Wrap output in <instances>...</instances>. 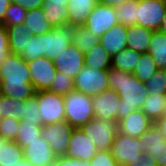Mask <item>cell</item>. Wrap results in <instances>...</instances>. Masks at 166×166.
I'll return each instance as SVG.
<instances>
[{"instance_id": "obj_1", "label": "cell", "mask_w": 166, "mask_h": 166, "mask_svg": "<svg viewBox=\"0 0 166 166\" xmlns=\"http://www.w3.org/2000/svg\"><path fill=\"white\" fill-rule=\"evenodd\" d=\"M0 95L25 101L35 95L27 61L20 55L9 53L1 64Z\"/></svg>"}, {"instance_id": "obj_2", "label": "cell", "mask_w": 166, "mask_h": 166, "mask_svg": "<svg viewBox=\"0 0 166 166\" xmlns=\"http://www.w3.org/2000/svg\"><path fill=\"white\" fill-rule=\"evenodd\" d=\"M109 88L120 97L118 121L135 110H141L149 92L145 84L130 72L111 67L108 70Z\"/></svg>"}, {"instance_id": "obj_3", "label": "cell", "mask_w": 166, "mask_h": 166, "mask_svg": "<svg viewBox=\"0 0 166 166\" xmlns=\"http://www.w3.org/2000/svg\"><path fill=\"white\" fill-rule=\"evenodd\" d=\"M65 121L73 128H81L94 118L92 97L78 91L64 95Z\"/></svg>"}, {"instance_id": "obj_4", "label": "cell", "mask_w": 166, "mask_h": 166, "mask_svg": "<svg viewBox=\"0 0 166 166\" xmlns=\"http://www.w3.org/2000/svg\"><path fill=\"white\" fill-rule=\"evenodd\" d=\"M81 129L89 136L98 151L111 150L115 136L119 132L118 122L100 118H93Z\"/></svg>"}, {"instance_id": "obj_5", "label": "cell", "mask_w": 166, "mask_h": 166, "mask_svg": "<svg viewBox=\"0 0 166 166\" xmlns=\"http://www.w3.org/2000/svg\"><path fill=\"white\" fill-rule=\"evenodd\" d=\"M110 89L108 70H93L85 66L74 79V90L93 97Z\"/></svg>"}, {"instance_id": "obj_6", "label": "cell", "mask_w": 166, "mask_h": 166, "mask_svg": "<svg viewBox=\"0 0 166 166\" xmlns=\"http://www.w3.org/2000/svg\"><path fill=\"white\" fill-rule=\"evenodd\" d=\"M42 125L65 121L64 95L49 90L35 92Z\"/></svg>"}, {"instance_id": "obj_7", "label": "cell", "mask_w": 166, "mask_h": 166, "mask_svg": "<svg viewBox=\"0 0 166 166\" xmlns=\"http://www.w3.org/2000/svg\"><path fill=\"white\" fill-rule=\"evenodd\" d=\"M73 38V26L64 25L53 28L41 35L43 46V57L54 60L65 51L71 44Z\"/></svg>"}, {"instance_id": "obj_8", "label": "cell", "mask_w": 166, "mask_h": 166, "mask_svg": "<svg viewBox=\"0 0 166 166\" xmlns=\"http://www.w3.org/2000/svg\"><path fill=\"white\" fill-rule=\"evenodd\" d=\"M73 127L66 121L42 126L41 137L58 156L66 155Z\"/></svg>"}, {"instance_id": "obj_9", "label": "cell", "mask_w": 166, "mask_h": 166, "mask_svg": "<svg viewBox=\"0 0 166 166\" xmlns=\"http://www.w3.org/2000/svg\"><path fill=\"white\" fill-rule=\"evenodd\" d=\"M118 23L115 7L98 3L87 17L83 26L94 35L101 37Z\"/></svg>"}, {"instance_id": "obj_10", "label": "cell", "mask_w": 166, "mask_h": 166, "mask_svg": "<svg viewBox=\"0 0 166 166\" xmlns=\"http://www.w3.org/2000/svg\"><path fill=\"white\" fill-rule=\"evenodd\" d=\"M140 145L139 138L118 132L110 151L119 166H128L143 155Z\"/></svg>"}, {"instance_id": "obj_11", "label": "cell", "mask_w": 166, "mask_h": 166, "mask_svg": "<svg viewBox=\"0 0 166 166\" xmlns=\"http://www.w3.org/2000/svg\"><path fill=\"white\" fill-rule=\"evenodd\" d=\"M166 13V4L162 0H139L137 25L153 31H160Z\"/></svg>"}, {"instance_id": "obj_12", "label": "cell", "mask_w": 166, "mask_h": 166, "mask_svg": "<svg viewBox=\"0 0 166 166\" xmlns=\"http://www.w3.org/2000/svg\"><path fill=\"white\" fill-rule=\"evenodd\" d=\"M27 64L35 92L49 90L57 72L53 60L40 57Z\"/></svg>"}, {"instance_id": "obj_13", "label": "cell", "mask_w": 166, "mask_h": 166, "mask_svg": "<svg viewBox=\"0 0 166 166\" xmlns=\"http://www.w3.org/2000/svg\"><path fill=\"white\" fill-rule=\"evenodd\" d=\"M97 151L94 143L81 128L72 129L68 150L65 156L81 161H90L96 155Z\"/></svg>"}, {"instance_id": "obj_14", "label": "cell", "mask_w": 166, "mask_h": 166, "mask_svg": "<svg viewBox=\"0 0 166 166\" xmlns=\"http://www.w3.org/2000/svg\"><path fill=\"white\" fill-rule=\"evenodd\" d=\"M120 97L111 89L92 97L94 118L118 122Z\"/></svg>"}, {"instance_id": "obj_15", "label": "cell", "mask_w": 166, "mask_h": 166, "mask_svg": "<svg viewBox=\"0 0 166 166\" xmlns=\"http://www.w3.org/2000/svg\"><path fill=\"white\" fill-rule=\"evenodd\" d=\"M56 71L75 79L84 67V53L71 44L59 57L53 60Z\"/></svg>"}, {"instance_id": "obj_16", "label": "cell", "mask_w": 166, "mask_h": 166, "mask_svg": "<svg viewBox=\"0 0 166 166\" xmlns=\"http://www.w3.org/2000/svg\"><path fill=\"white\" fill-rule=\"evenodd\" d=\"M24 157L33 166H53L57 155L41 136L23 148Z\"/></svg>"}, {"instance_id": "obj_17", "label": "cell", "mask_w": 166, "mask_h": 166, "mask_svg": "<svg viewBox=\"0 0 166 166\" xmlns=\"http://www.w3.org/2000/svg\"><path fill=\"white\" fill-rule=\"evenodd\" d=\"M153 124L142 110H135L118 121V131L131 137L140 138Z\"/></svg>"}, {"instance_id": "obj_18", "label": "cell", "mask_w": 166, "mask_h": 166, "mask_svg": "<svg viewBox=\"0 0 166 166\" xmlns=\"http://www.w3.org/2000/svg\"><path fill=\"white\" fill-rule=\"evenodd\" d=\"M99 44L111 57L127 48V26L117 24L100 37Z\"/></svg>"}, {"instance_id": "obj_19", "label": "cell", "mask_w": 166, "mask_h": 166, "mask_svg": "<svg viewBox=\"0 0 166 166\" xmlns=\"http://www.w3.org/2000/svg\"><path fill=\"white\" fill-rule=\"evenodd\" d=\"M98 0H69L67 4L68 25L83 26Z\"/></svg>"}, {"instance_id": "obj_20", "label": "cell", "mask_w": 166, "mask_h": 166, "mask_svg": "<svg viewBox=\"0 0 166 166\" xmlns=\"http://www.w3.org/2000/svg\"><path fill=\"white\" fill-rule=\"evenodd\" d=\"M68 2L69 0H44V14L52 28L68 25Z\"/></svg>"}, {"instance_id": "obj_21", "label": "cell", "mask_w": 166, "mask_h": 166, "mask_svg": "<svg viewBox=\"0 0 166 166\" xmlns=\"http://www.w3.org/2000/svg\"><path fill=\"white\" fill-rule=\"evenodd\" d=\"M153 30L140 25L127 26V48L138 53H147Z\"/></svg>"}, {"instance_id": "obj_22", "label": "cell", "mask_w": 166, "mask_h": 166, "mask_svg": "<svg viewBox=\"0 0 166 166\" xmlns=\"http://www.w3.org/2000/svg\"><path fill=\"white\" fill-rule=\"evenodd\" d=\"M24 26L30 31L31 35L35 36H40L53 29L45 17L43 8L28 10Z\"/></svg>"}, {"instance_id": "obj_23", "label": "cell", "mask_w": 166, "mask_h": 166, "mask_svg": "<svg viewBox=\"0 0 166 166\" xmlns=\"http://www.w3.org/2000/svg\"><path fill=\"white\" fill-rule=\"evenodd\" d=\"M23 158V149L15 141L0 136V166H15Z\"/></svg>"}, {"instance_id": "obj_24", "label": "cell", "mask_w": 166, "mask_h": 166, "mask_svg": "<svg viewBox=\"0 0 166 166\" xmlns=\"http://www.w3.org/2000/svg\"><path fill=\"white\" fill-rule=\"evenodd\" d=\"M84 65L93 70H109L112 65V57L98 43L89 52L84 54Z\"/></svg>"}, {"instance_id": "obj_25", "label": "cell", "mask_w": 166, "mask_h": 166, "mask_svg": "<svg viewBox=\"0 0 166 166\" xmlns=\"http://www.w3.org/2000/svg\"><path fill=\"white\" fill-rule=\"evenodd\" d=\"M9 39V51L15 55H21L25 50L27 39L31 38V33L24 24L6 27Z\"/></svg>"}, {"instance_id": "obj_26", "label": "cell", "mask_w": 166, "mask_h": 166, "mask_svg": "<svg viewBox=\"0 0 166 166\" xmlns=\"http://www.w3.org/2000/svg\"><path fill=\"white\" fill-rule=\"evenodd\" d=\"M148 53L160 70H166V33L153 31Z\"/></svg>"}, {"instance_id": "obj_27", "label": "cell", "mask_w": 166, "mask_h": 166, "mask_svg": "<svg viewBox=\"0 0 166 166\" xmlns=\"http://www.w3.org/2000/svg\"><path fill=\"white\" fill-rule=\"evenodd\" d=\"M100 41V37L94 35L84 26H73L72 44L82 53L89 52Z\"/></svg>"}, {"instance_id": "obj_28", "label": "cell", "mask_w": 166, "mask_h": 166, "mask_svg": "<svg viewBox=\"0 0 166 166\" xmlns=\"http://www.w3.org/2000/svg\"><path fill=\"white\" fill-rule=\"evenodd\" d=\"M140 57L141 53L130 48H125L112 57L111 67L133 73Z\"/></svg>"}, {"instance_id": "obj_29", "label": "cell", "mask_w": 166, "mask_h": 166, "mask_svg": "<svg viewBox=\"0 0 166 166\" xmlns=\"http://www.w3.org/2000/svg\"><path fill=\"white\" fill-rule=\"evenodd\" d=\"M166 104V95L149 94L141 110L154 123L162 118L163 110Z\"/></svg>"}, {"instance_id": "obj_30", "label": "cell", "mask_w": 166, "mask_h": 166, "mask_svg": "<svg viewBox=\"0 0 166 166\" xmlns=\"http://www.w3.org/2000/svg\"><path fill=\"white\" fill-rule=\"evenodd\" d=\"M139 0H128L119 6H116V13L119 24L124 26H132L137 24V9Z\"/></svg>"}, {"instance_id": "obj_31", "label": "cell", "mask_w": 166, "mask_h": 166, "mask_svg": "<svg viewBox=\"0 0 166 166\" xmlns=\"http://www.w3.org/2000/svg\"><path fill=\"white\" fill-rule=\"evenodd\" d=\"M158 70L159 69L153 61L152 56L147 52L141 54V57L139 58V61L132 74L136 76L141 82L145 83Z\"/></svg>"}, {"instance_id": "obj_32", "label": "cell", "mask_w": 166, "mask_h": 166, "mask_svg": "<svg viewBox=\"0 0 166 166\" xmlns=\"http://www.w3.org/2000/svg\"><path fill=\"white\" fill-rule=\"evenodd\" d=\"M140 148L143 154H147L151 148H157L161 145H164L166 141L161 133L160 129L157 128L154 124L146 130L142 136L139 138Z\"/></svg>"}, {"instance_id": "obj_33", "label": "cell", "mask_w": 166, "mask_h": 166, "mask_svg": "<svg viewBox=\"0 0 166 166\" xmlns=\"http://www.w3.org/2000/svg\"><path fill=\"white\" fill-rule=\"evenodd\" d=\"M42 126L30 125L20 121V128L15 142L23 149L30 142L38 140L41 136Z\"/></svg>"}, {"instance_id": "obj_34", "label": "cell", "mask_w": 166, "mask_h": 166, "mask_svg": "<svg viewBox=\"0 0 166 166\" xmlns=\"http://www.w3.org/2000/svg\"><path fill=\"white\" fill-rule=\"evenodd\" d=\"M0 103L2 104V117L22 120V110L25 106V100L12 99L0 95Z\"/></svg>"}, {"instance_id": "obj_35", "label": "cell", "mask_w": 166, "mask_h": 166, "mask_svg": "<svg viewBox=\"0 0 166 166\" xmlns=\"http://www.w3.org/2000/svg\"><path fill=\"white\" fill-rule=\"evenodd\" d=\"M21 121L26 122L30 125L43 126L37 98L35 96L25 101V106H23L22 110Z\"/></svg>"}, {"instance_id": "obj_36", "label": "cell", "mask_w": 166, "mask_h": 166, "mask_svg": "<svg viewBox=\"0 0 166 166\" xmlns=\"http://www.w3.org/2000/svg\"><path fill=\"white\" fill-rule=\"evenodd\" d=\"M20 56L27 62L43 57L41 35H32L31 38L27 39L25 50Z\"/></svg>"}, {"instance_id": "obj_37", "label": "cell", "mask_w": 166, "mask_h": 166, "mask_svg": "<svg viewBox=\"0 0 166 166\" xmlns=\"http://www.w3.org/2000/svg\"><path fill=\"white\" fill-rule=\"evenodd\" d=\"M26 14V9L11 2L6 10L2 24L5 27L24 24Z\"/></svg>"}, {"instance_id": "obj_38", "label": "cell", "mask_w": 166, "mask_h": 166, "mask_svg": "<svg viewBox=\"0 0 166 166\" xmlns=\"http://www.w3.org/2000/svg\"><path fill=\"white\" fill-rule=\"evenodd\" d=\"M144 84L150 94L166 95V70L159 69Z\"/></svg>"}, {"instance_id": "obj_39", "label": "cell", "mask_w": 166, "mask_h": 166, "mask_svg": "<svg viewBox=\"0 0 166 166\" xmlns=\"http://www.w3.org/2000/svg\"><path fill=\"white\" fill-rule=\"evenodd\" d=\"M74 90V79L68 77L67 74L56 72L55 79L53 80L49 91L55 92L60 95H66Z\"/></svg>"}, {"instance_id": "obj_40", "label": "cell", "mask_w": 166, "mask_h": 166, "mask_svg": "<svg viewBox=\"0 0 166 166\" xmlns=\"http://www.w3.org/2000/svg\"><path fill=\"white\" fill-rule=\"evenodd\" d=\"M20 128V120L2 117L0 119V136L9 141H15L18 130Z\"/></svg>"}, {"instance_id": "obj_41", "label": "cell", "mask_w": 166, "mask_h": 166, "mask_svg": "<svg viewBox=\"0 0 166 166\" xmlns=\"http://www.w3.org/2000/svg\"><path fill=\"white\" fill-rule=\"evenodd\" d=\"M89 162L90 166H119L110 150L97 151Z\"/></svg>"}, {"instance_id": "obj_42", "label": "cell", "mask_w": 166, "mask_h": 166, "mask_svg": "<svg viewBox=\"0 0 166 166\" xmlns=\"http://www.w3.org/2000/svg\"><path fill=\"white\" fill-rule=\"evenodd\" d=\"M9 39L6 27L0 24V66L9 55Z\"/></svg>"}, {"instance_id": "obj_43", "label": "cell", "mask_w": 166, "mask_h": 166, "mask_svg": "<svg viewBox=\"0 0 166 166\" xmlns=\"http://www.w3.org/2000/svg\"><path fill=\"white\" fill-rule=\"evenodd\" d=\"M147 154L155 157L157 166H166V141L160 147L151 148Z\"/></svg>"}, {"instance_id": "obj_44", "label": "cell", "mask_w": 166, "mask_h": 166, "mask_svg": "<svg viewBox=\"0 0 166 166\" xmlns=\"http://www.w3.org/2000/svg\"><path fill=\"white\" fill-rule=\"evenodd\" d=\"M53 166H90L89 161H81L67 156H58Z\"/></svg>"}, {"instance_id": "obj_45", "label": "cell", "mask_w": 166, "mask_h": 166, "mask_svg": "<svg viewBox=\"0 0 166 166\" xmlns=\"http://www.w3.org/2000/svg\"><path fill=\"white\" fill-rule=\"evenodd\" d=\"M12 3L19 5L28 11L36 8H43L44 0H12Z\"/></svg>"}, {"instance_id": "obj_46", "label": "cell", "mask_w": 166, "mask_h": 166, "mask_svg": "<svg viewBox=\"0 0 166 166\" xmlns=\"http://www.w3.org/2000/svg\"><path fill=\"white\" fill-rule=\"evenodd\" d=\"M128 166H157V162L155 157L148 154H143L135 161L130 162Z\"/></svg>"}, {"instance_id": "obj_47", "label": "cell", "mask_w": 166, "mask_h": 166, "mask_svg": "<svg viewBox=\"0 0 166 166\" xmlns=\"http://www.w3.org/2000/svg\"><path fill=\"white\" fill-rule=\"evenodd\" d=\"M11 1L9 0H0V24L4 21V16L6 13V10L8 9Z\"/></svg>"}, {"instance_id": "obj_48", "label": "cell", "mask_w": 166, "mask_h": 166, "mask_svg": "<svg viewBox=\"0 0 166 166\" xmlns=\"http://www.w3.org/2000/svg\"><path fill=\"white\" fill-rule=\"evenodd\" d=\"M154 125L160 129L161 133L163 134V137L166 140V117H162L157 119L154 122Z\"/></svg>"}, {"instance_id": "obj_49", "label": "cell", "mask_w": 166, "mask_h": 166, "mask_svg": "<svg viewBox=\"0 0 166 166\" xmlns=\"http://www.w3.org/2000/svg\"><path fill=\"white\" fill-rule=\"evenodd\" d=\"M127 1L128 0H98V3L102 5L116 7Z\"/></svg>"}, {"instance_id": "obj_50", "label": "cell", "mask_w": 166, "mask_h": 166, "mask_svg": "<svg viewBox=\"0 0 166 166\" xmlns=\"http://www.w3.org/2000/svg\"><path fill=\"white\" fill-rule=\"evenodd\" d=\"M15 166H33L29 161L24 157L18 164Z\"/></svg>"}, {"instance_id": "obj_51", "label": "cell", "mask_w": 166, "mask_h": 166, "mask_svg": "<svg viewBox=\"0 0 166 166\" xmlns=\"http://www.w3.org/2000/svg\"><path fill=\"white\" fill-rule=\"evenodd\" d=\"M160 31L163 33H166V13L165 16L162 20L161 26H160Z\"/></svg>"}, {"instance_id": "obj_52", "label": "cell", "mask_w": 166, "mask_h": 166, "mask_svg": "<svg viewBox=\"0 0 166 166\" xmlns=\"http://www.w3.org/2000/svg\"><path fill=\"white\" fill-rule=\"evenodd\" d=\"M162 117H166V104H165V107H164V110H163V116Z\"/></svg>"}, {"instance_id": "obj_53", "label": "cell", "mask_w": 166, "mask_h": 166, "mask_svg": "<svg viewBox=\"0 0 166 166\" xmlns=\"http://www.w3.org/2000/svg\"><path fill=\"white\" fill-rule=\"evenodd\" d=\"M2 118V104L0 103V119Z\"/></svg>"}]
</instances>
